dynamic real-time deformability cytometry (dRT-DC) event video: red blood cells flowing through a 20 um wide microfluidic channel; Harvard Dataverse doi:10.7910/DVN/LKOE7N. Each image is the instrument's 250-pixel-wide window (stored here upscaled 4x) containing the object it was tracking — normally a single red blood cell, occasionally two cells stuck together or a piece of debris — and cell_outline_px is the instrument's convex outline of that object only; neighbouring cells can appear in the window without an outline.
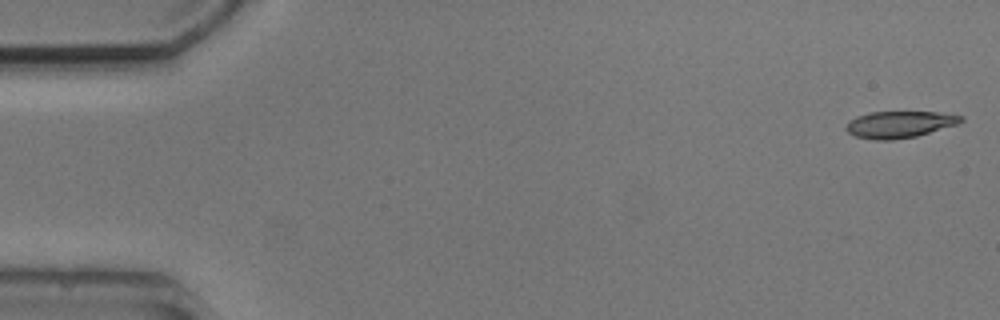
{"species": "common noctule bat (a hibernating species)", "species_latin": "Nyctalus noctula", "temperature_condition": "cold", "stored_images_in_passage": 5, "camera_frame_rate_fps": 3000, "um_per_image_px": 0.085, "animal": {"sex": "male", "body_mass_g": 20.5, "forearm_length_mm": 52.5}, "frame": {"image": 1, "passage_image": 1, "time_ms": 0.0, "image_size_px": [1000, 320], "cell_outline_px": [[964, 120], [956, 124], [916, 136], [892, 140], [876, 140], [856, 136], [848, 132], [844, 128], [848, 120], [856, 116], [868, 112], [936, 112], [964, 116]], "centroid_in_image_um": [76.4, 10.57], "position_along_channel_um": 8.6, "area_um2": 17.8}}
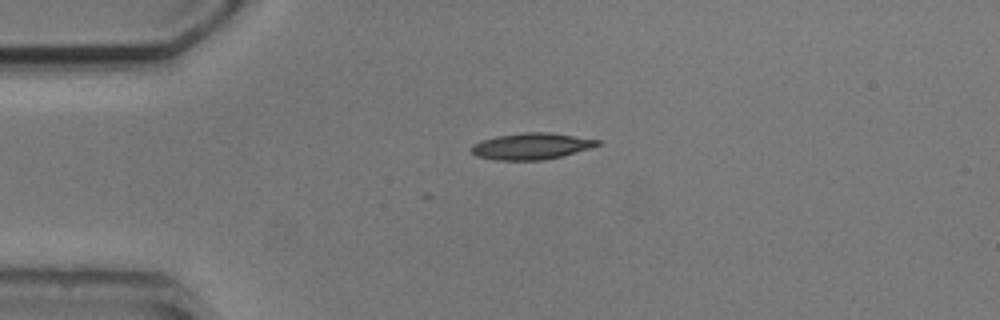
{"frame": {"image": 2, "passage_image": 4, "time_ms": 3.667, "image_size_px": [1000, 320], "cell_outline_px": [[600, 144], [588, 148], [560, 156], [544, 160], [496, 160], [476, 156], [472, 152], [472, 144], [480, 140], [496, 136], [524, 132], [548, 132], [600, 140]], "centroid_in_image_um": [45.1, 12.42], "position_along_channel_um": 39.9, "area_um2": 19.19}}